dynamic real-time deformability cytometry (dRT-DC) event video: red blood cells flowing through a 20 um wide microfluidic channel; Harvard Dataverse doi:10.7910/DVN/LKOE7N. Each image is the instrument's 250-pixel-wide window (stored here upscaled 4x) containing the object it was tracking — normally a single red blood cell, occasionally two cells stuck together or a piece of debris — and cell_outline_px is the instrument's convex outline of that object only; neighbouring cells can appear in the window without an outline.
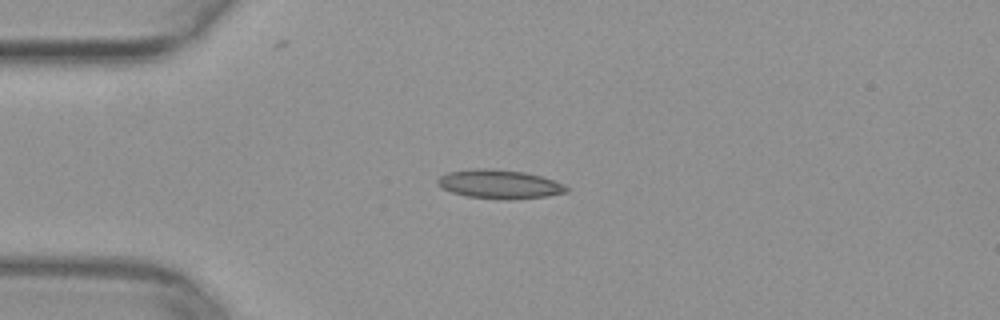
{"species": "common noctule bat (a hibernating species)", "species_latin": "Nyctalus noctula", "temperature_condition": "warm", "stored_images_in_passage": 39, "camera_frame_rate_fps": 3000, "um_per_image_px": 0.085, "animal": {"sex": "female", "body_mass_g": 29.2, "forearm_length_mm": 56.3}, "frame": {"image": 1, "passage_image": 1, "time_ms": 0.0, "image_size_px": [1000, 320], "cell_outline_px": [[568, 192], [548, 196], [508, 200], [504, 200], [468, 196], [452, 192], [440, 188], [436, 184], [436, 180], [440, 176], [448, 172], [476, 168], [492, 168], [524, 172], [540, 176], [552, 180], [568, 188]], "centroid_in_image_um": [42.4, 15.66], "position_along_channel_um": 42.6, "area_um2": 21.68}}
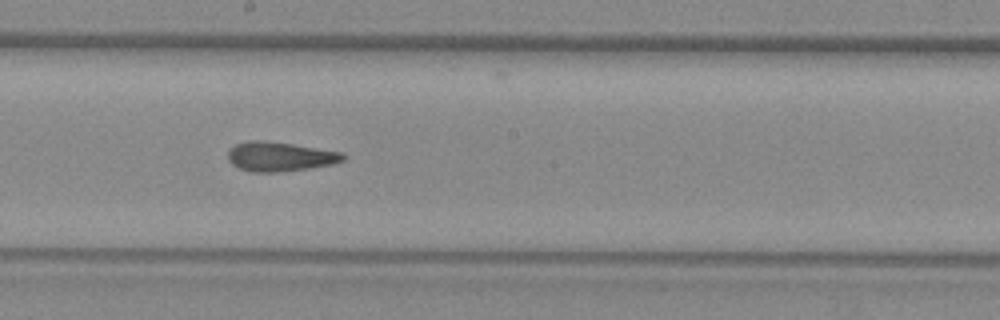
{"frame": {"image": 2, "passage_image": 16, "time_ms": 5.0, "image_size_px": [1000, 320], "cell_outline_px": [[348, 156], [344, 160], [332, 164], [308, 168], [276, 172], [252, 172], [240, 168], [232, 164], [228, 160], [228, 152], [236, 144], [248, 140], [260, 140], [292, 144], [344, 152]], "centroid_in_image_um": [23.82, 13.3], "position_along_channel_um": 224.4, "area_um2": 19.65}}
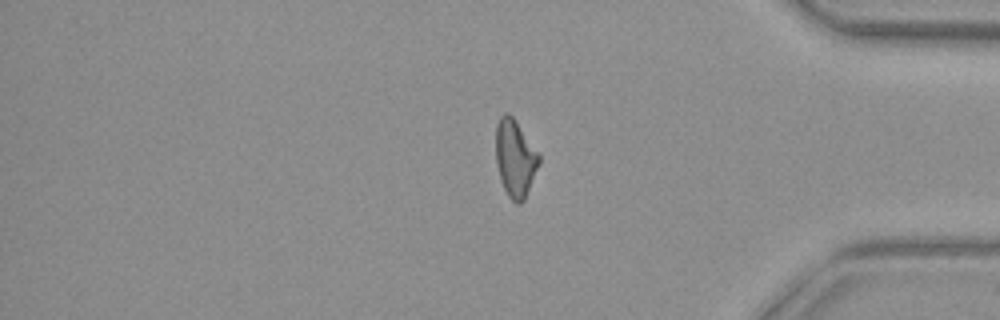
{"frame": {"image": 3, "passage_image": 30, "time_ms": 9.667, "image_size_px": [1000, 320], "cell_outline_px": [[540, 164], [524, 200], [520, 204], [516, 204], [508, 196], [500, 180], [496, 164], [496, 124], [500, 116], [504, 112], [508, 112], [512, 116], [540, 152]], "centroid_in_image_um": [43.8, 13.44], "position_along_channel_um": 391.4, "area_um2": 19.77}}